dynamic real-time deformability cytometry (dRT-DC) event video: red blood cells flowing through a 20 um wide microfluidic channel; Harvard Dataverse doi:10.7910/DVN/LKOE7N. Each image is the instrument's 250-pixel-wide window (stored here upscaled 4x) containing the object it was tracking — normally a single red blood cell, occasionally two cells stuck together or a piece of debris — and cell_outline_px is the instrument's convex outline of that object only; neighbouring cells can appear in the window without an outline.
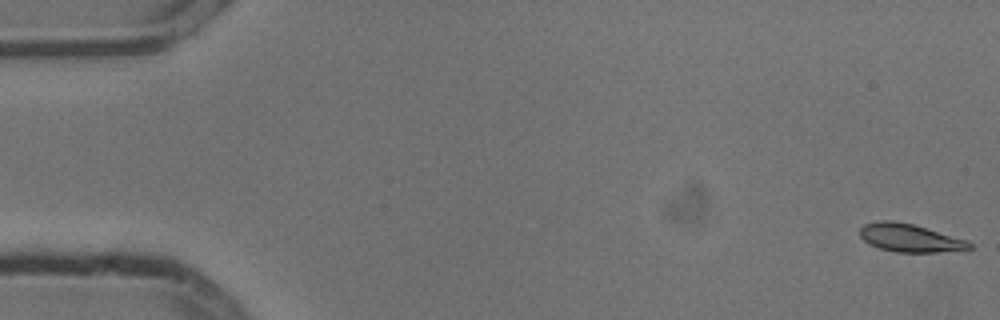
{"species": "common noctule bat (a hibernating species)", "species_latin": "Nyctalus noctula", "temperature_condition": "cold", "stored_images_in_passage": 5, "camera_frame_rate_fps": 3000, "um_per_image_px": 0.085, "animal": {"sex": "male", "body_mass_g": 13.3}, "frame": {"image": 1, "passage_image": 1, "time_ms": 0.0, "image_size_px": [1000, 320], "cell_outline_px": [[972, 248], [968, 252], [896, 252], [880, 248], [868, 244], [860, 236], [860, 228], [864, 224], [880, 220], [892, 220], [912, 224], [968, 240], [972, 244]], "centroid_in_image_um": [77.41, 20.24], "position_along_channel_um": 7.6, "area_um2": 18.21}}
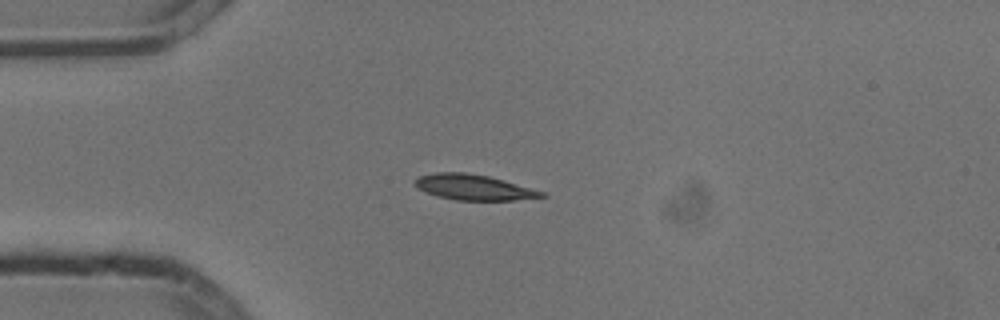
{"frame": {"image": 2, "passage_image": 4, "time_ms": 1.0, "image_size_px": [1000, 320], "cell_outline_px": [[548, 196], [512, 200], [456, 200], [436, 196], [416, 188], [412, 184], [420, 176], [436, 172], [464, 172], [488, 176], [504, 180], [544, 192]], "centroid_in_image_um": [40.22, 15.92], "position_along_channel_um": 44.8, "area_um2": 18.73}}